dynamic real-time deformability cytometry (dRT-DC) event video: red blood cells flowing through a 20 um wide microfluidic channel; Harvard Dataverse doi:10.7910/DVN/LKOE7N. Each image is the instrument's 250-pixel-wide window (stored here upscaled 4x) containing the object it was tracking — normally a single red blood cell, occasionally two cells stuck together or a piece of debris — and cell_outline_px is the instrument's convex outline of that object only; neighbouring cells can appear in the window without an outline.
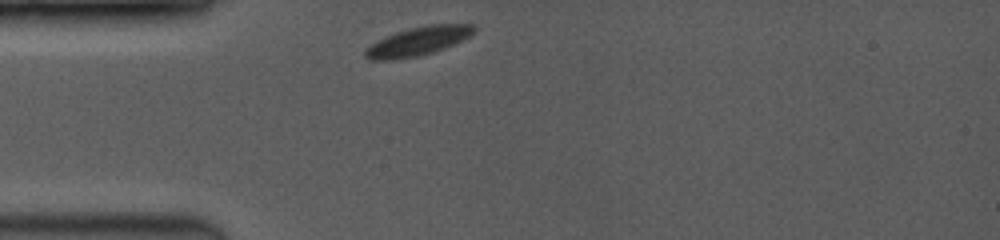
{"species": "common noctule bat (a hibernating species)", "species_latin": "Nyctalus noctula", "temperature_condition": "room temperature", "stored_images_in_passage": 8, "camera_frame_rate_fps": 3500, "um_per_image_px": 0.085, "animal": {"sex": "female", "body_mass_g": 19.0, "forearm_length_mm": 53.3}, "frame": {"image": 1, "passage_image": 1, "time_ms": 0.0, "image_size_px": [1000, 240], "cell_outline_px": [[476, 32], [452, 44], [432, 52], [420, 56], [384, 60], [368, 60], [364, 56], [364, 48], [376, 40], [384, 36], [408, 28], [428, 24], [476, 24]], "centroid_in_image_um": [35.47, 3.49], "position_along_channel_um": 49.5, "area_um2": 18.26}}
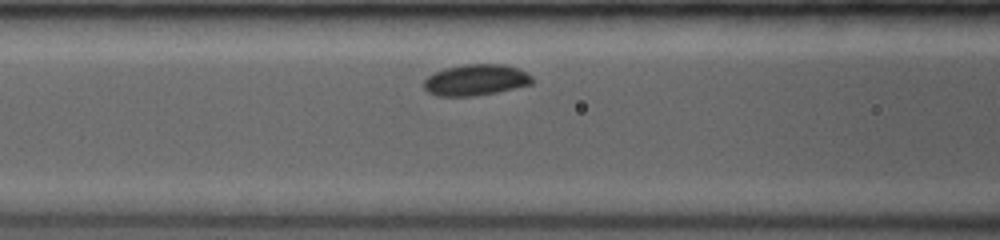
{"frame": {"image": 2, "passage_image": 5, "time_ms": 0.857, "image_size_px": [1000, 240], "cell_outline_px": [[532, 84], [496, 92], [476, 96], [436, 96], [428, 92], [424, 88], [424, 80], [428, 76], [444, 68], [464, 64], [504, 64], [528, 72], [532, 76]], "centroid_in_image_um": [40.44, 6.79], "position_along_channel_um": 126.2, "area_um2": 19.71}}